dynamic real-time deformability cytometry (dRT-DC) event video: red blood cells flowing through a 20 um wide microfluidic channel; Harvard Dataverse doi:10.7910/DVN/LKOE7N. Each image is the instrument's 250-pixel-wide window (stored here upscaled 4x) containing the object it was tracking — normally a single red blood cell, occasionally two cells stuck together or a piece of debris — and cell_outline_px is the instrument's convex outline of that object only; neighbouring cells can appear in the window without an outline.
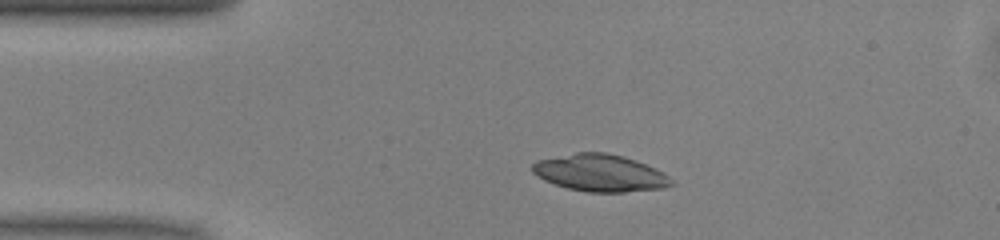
{"species": "common noctule bat (a hibernating species)", "species_latin": "Nyctalus noctula", "temperature_condition": "warm", "stored_images_in_passage": 41, "camera_frame_rate_fps": 3000, "um_per_image_px": 0.085, "animal": {"sex": "male", "body_mass_g": 13.0, "forearm_length_mm": 53.1}, "frame": {"image": 1, "passage_image": 1, "time_ms": 0.0, "image_size_px": [1000, 240], "cell_outline_px": [[676, 184], [664, 188], [624, 192], [588, 192], [568, 188], [544, 180], [536, 176], [532, 172], [532, 164], [536, 160], [576, 152], [604, 152], [624, 156], [636, 160], [656, 168], [668, 176]], "centroid_in_image_um": [51.01, 14.69], "position_along_channel_um": 34.0, "area_um2": 30.17}}
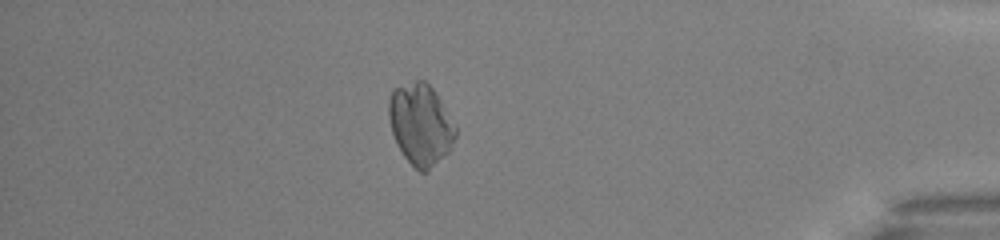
{"frame": {"image": 2, "passage_image": 34, "time_ms": 11.0, "image_size_px": [1000, 240], "cell_outline_px": [[456, 136], [448, 152], [428, 172], [420, 172], [404, 156], [396, 144], [392, 132], [388, 116], [388, 100], [392, 88], [416, 80], [424, 80], [432, 88], [440, 100], [456, 128]], "centroid_in_image_um": [35.72, 10.57], "position_along_channel_um": 399.5, "area_um2": 31.5}}